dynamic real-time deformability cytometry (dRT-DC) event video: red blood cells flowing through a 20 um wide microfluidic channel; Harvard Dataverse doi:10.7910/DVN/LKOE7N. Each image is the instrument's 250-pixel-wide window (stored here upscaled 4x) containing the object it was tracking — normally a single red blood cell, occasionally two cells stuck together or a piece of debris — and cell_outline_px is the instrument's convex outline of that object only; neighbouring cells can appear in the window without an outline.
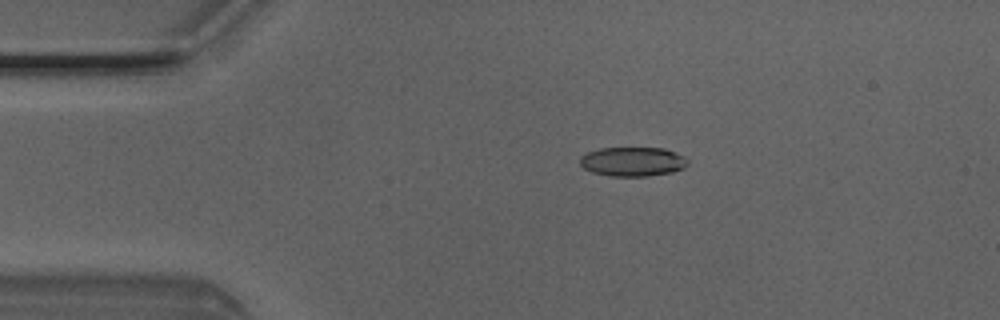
{"species": "Egyptian fruit bat (a non-hibernating species)", "species_latin": "Rousettus aegyptiacus", "temperature_condition": "room temperature", "stored_images_in_passage": 5, "camera_frame_rate_fps": 3000, "um_per_image_px": 0.085, "animal": {"sex": "male"}, "frame": {"image": 1, "passage_image": 3, "time_ms": 0.667, "image_size_px": [1000, 320], "cell_outline_px": [[688, 164], [684, 168], [672, 172], [648, 176], [608, 176], [592, 172], [584, 168], [580, 164], [580, 156], [588, 152], [600, 148], [664, 148], [684, 156], [688, 160]], "centroid_in_image_um": [53.78, 13.74], "position_along_channel_um": 31.2, "area_um2": 18.44}}